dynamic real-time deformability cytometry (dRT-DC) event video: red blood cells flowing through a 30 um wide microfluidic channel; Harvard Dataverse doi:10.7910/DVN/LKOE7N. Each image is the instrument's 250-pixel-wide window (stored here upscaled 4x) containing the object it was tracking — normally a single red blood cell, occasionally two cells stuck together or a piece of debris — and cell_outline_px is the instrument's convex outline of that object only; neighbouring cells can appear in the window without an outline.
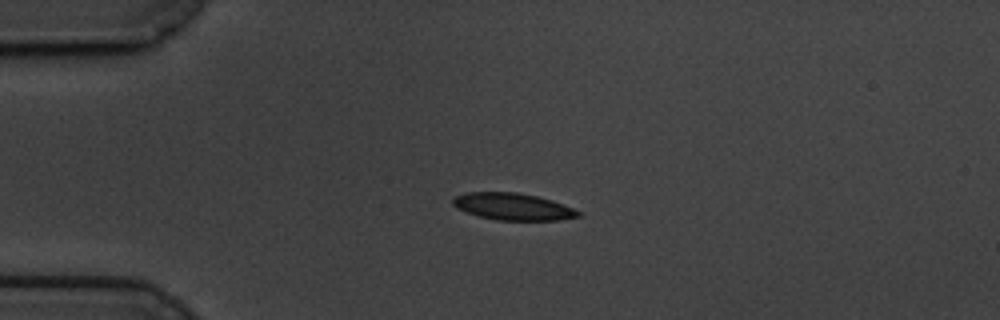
{"species": "common noctule bat (a hibernating species)", "species_latin": "Nyctalus noctula", "temperature_condition": "cold", "stored_images_in_passage": 38, "camera_frame_rate_fps": 3000, "um_per_image_px": 0.085, "animal": {"sex": "male", "body_mass_g": 19.5, "forearm_length_mm": 54.6}, "frame": {"image": 1, "passage_image": 1, "time_ms": 0.0, "image_size_px": [1000, 320], "cell_outline_px": [[580, 216], [560, 220], [496, 220], [480, 216], [456, 208], [452, 204], [452, 200], [456, 196], [464, 192], [516, 192], [536, 196], [552, 200], [572, 208], [580, 212]], "centroid_in_image_um": [43.57, 17.56], "position_along_channel_um": 41.4, "area_um2": 19.54}}
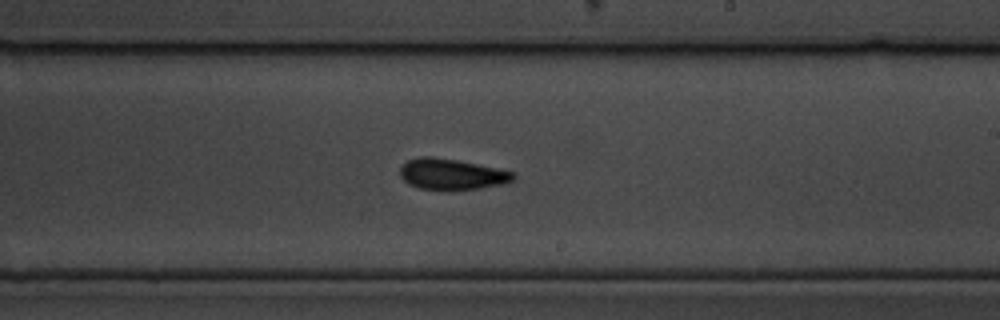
{"frame": {"image": 2, "passage_image": 22, "time_ms": 7.0, "image_size_px": [1000, 320], "cell_outline_px": [[516, 176], [512, 180], [504, 184], [480, 188], [448, 192], [420, 188], [408, 184], [400, 176], [400, 168], [408, 160], [420, 156], [432, 156], [456, 160], [516, 172]], "centroid_in_image_um": [38.39, 14.83], "position_along_channel_um": 250.6, "area_um2": 20.75}}
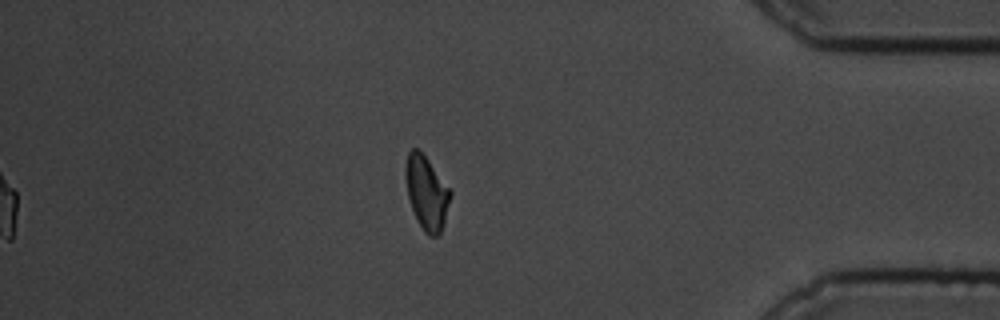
{"frame": {"image": 3, "passage_image": 38, "time_ms": 12.333, "image_size_px": [1000, 320], "cell_outline_px": [[452, 192], [444, 224], [440, 232], [436, 236], [428, 236], [424, 232], [412, 208], [408, 196], [404, 176], [404, 164], [408, 152], [412, 148], [416, 148], [428, 160]], "centroid_in_image_um": [36.24, 16.37], "position_along_channel_um": 399.0, "area_um2": 19.02}, "authors_computed_cell_mechanics": {"area_um2": 20.0566, "velocity_mm_per_s": 3.3855, "shape_relaxation_time_tau1_ms": 2.8221, "shape_relaxation_time_tau2_ms": 5.9056, "deformation_change_tau1": 0.1212, "deformation_change_tau2": 0.1036}}